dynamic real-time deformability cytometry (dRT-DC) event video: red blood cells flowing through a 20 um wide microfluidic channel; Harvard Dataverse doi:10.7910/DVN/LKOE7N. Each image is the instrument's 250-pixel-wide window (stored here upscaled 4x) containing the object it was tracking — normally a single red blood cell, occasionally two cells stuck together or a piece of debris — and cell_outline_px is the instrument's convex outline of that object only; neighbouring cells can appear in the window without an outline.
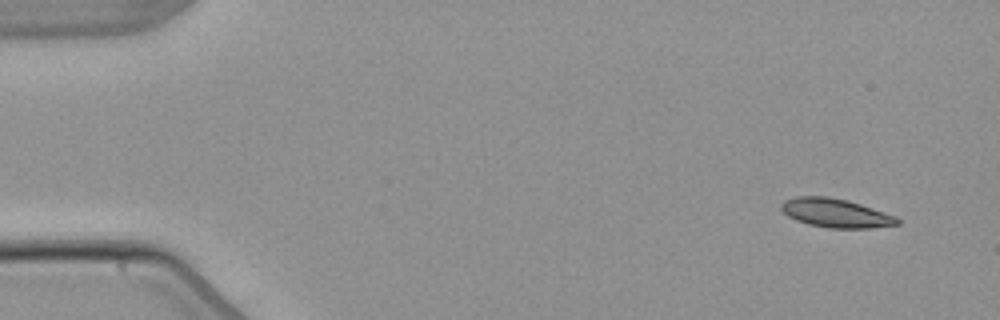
{"species": "common noctule bat (a hibernating species)", "species_latin": "Nyctalus noctula", "temperature_condition": "warm", "stored_images_in_passage": 5, "segment_of_instrument_passage": [1, 2], "camera_frame_rate_fps": 3000, "um_per_image_px": 0.085, "animal": {"sex": "male", "body_mass_g": 21.5, "forearm_length_mm": 52.0}, "frame": {"image": 1, "passage_image": 1, "time_ms": 0.0, "image_size_px": [1000, 320], "cell_outline_px": [[900, 224], [872, 228], [828, 228], [808, 224], [796, 220], [788, 216], [780, 208], [780, 204], [784, 200], [796, 196], [828, 196], [848, 200], [896, 216], [900, 220]], "centroid_in_image_um": [71.02, 18.11], "position_along_channel_um": 14.0, "area_um2": 19.59}}
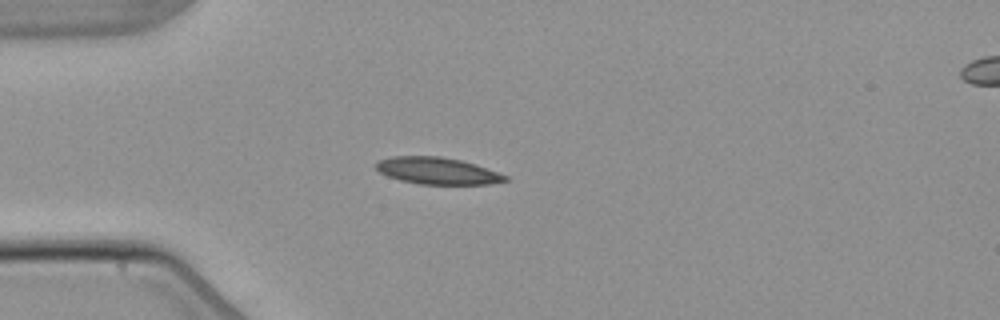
{"frame": {"image": 2, "passage_image": 4, "time_ms": 3.667, "image_size_px": [1000, 320], "cell_outline_px": [[508, 180], [488, 184], [420, 184], [400, 180], [388, 176], [380, 172], [372, 164], [380, 160], [392, 156], [440, 156], [460, 160], [476, 164], [508, 176]], "centroid_in_image_um": [37.15, 14.51], "position_along_channel_um": 47.9, "area_um2": 20.17}}